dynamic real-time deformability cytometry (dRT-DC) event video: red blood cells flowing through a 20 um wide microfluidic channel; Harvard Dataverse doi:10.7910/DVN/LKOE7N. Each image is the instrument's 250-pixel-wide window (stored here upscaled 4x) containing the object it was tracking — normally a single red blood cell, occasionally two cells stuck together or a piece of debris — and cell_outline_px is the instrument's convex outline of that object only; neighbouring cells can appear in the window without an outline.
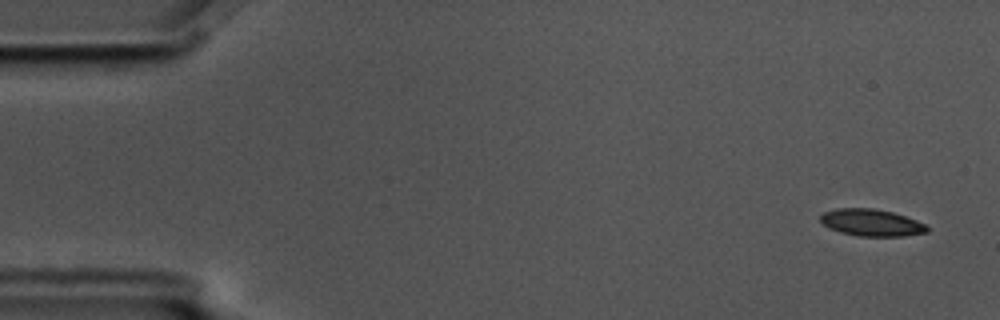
{"species": "common noctule bat (a hibernating species)", "species_latin": "Nyctalus noctula", "temperature_condition": "cold", "stored_images_in_passage": 4, "camera_frame_rate_fps": 3000, "um_per_image_px": 0.085, "animal": {"sex": "male", "body_mass_g": 17.5, "forearm_length_mm": 52.3}, "frame": {"image": 1, "passage_image": 1, "time_ms": 0.0, "image_size_px": [1000, 320], "cell_outline_px": [[928, 232], [904, 236], [856, 236], [840, 232], [828, 228], [820, 220], [820, 216], [824, 212], [836, 208], [872, 208], [892, 212], [916, 220], [924, 224], [928, 228]], "centroid_in_image_um": [74.04, 18.93], "position_along_channel_um": 11.0, "area_um2": 16.7}}